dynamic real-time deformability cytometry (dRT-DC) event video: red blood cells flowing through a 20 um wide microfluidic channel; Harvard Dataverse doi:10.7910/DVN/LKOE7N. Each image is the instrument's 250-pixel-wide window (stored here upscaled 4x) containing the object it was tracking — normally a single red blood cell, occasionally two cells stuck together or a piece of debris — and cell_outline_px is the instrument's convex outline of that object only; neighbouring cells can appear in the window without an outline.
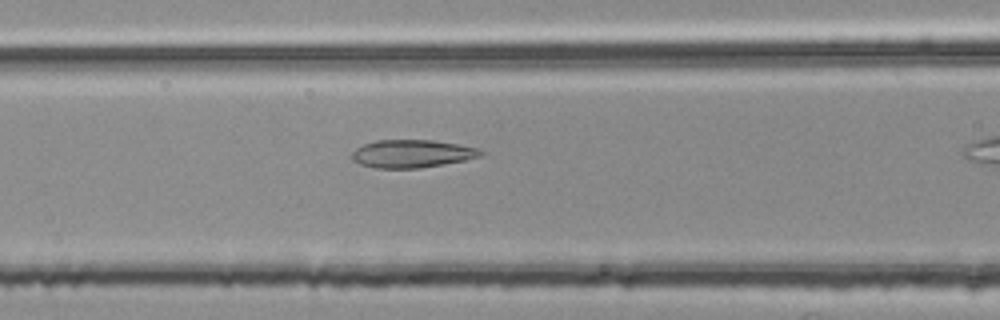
{"species": "common noctule bat (a hibernating species)", "species_latin": "Nyctalus noctula", "temperature_condition": "room temperature", "stored_images_in_passage": 19, "camera_frame_rate_fps": 3000, "um_per_image_px": 0.085, "animal": {"sex": "female", "body_mass_g": 25.1}, "frame": {"image": 1, "passage_image": 11, "time_ms": 3.333, "image_size_px": [1000, 320], "cell_outline_px": [[484, 152], [480, 156], [464, 160], [420, 168], [376, 168], [360, 164], [352, 160], [352, 152], [356, 148], [364, 144], [376, 140], [432, 140], [480, 148]], "centroid_in_image_um": [35.0, 13.06], "position_along_channel_um": 131.6, "area_um2": 20.81}}
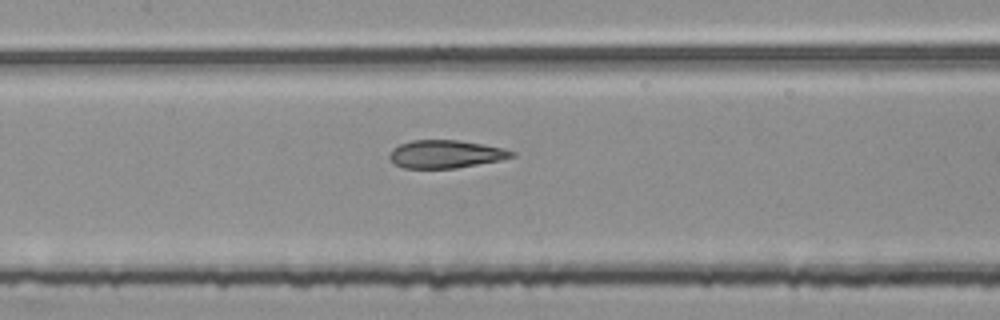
{"frame": {"image": 2, "passage_image": 14, "time_ms": 4.333, "image_size_px": [1000, 320], "cell_outline_px": [[516, 156], [500, 160], [456, 168], [404, 168], [396, 164], [388, 156], [392, 148], [400, 144], [412, 140], [460, 140], [484, 144], [504, 148], [516, 152]], "centroid_in_image_um": [37.91, 13.09], "position_along_channel_um": 169.5, "area_um2": 19.94}}